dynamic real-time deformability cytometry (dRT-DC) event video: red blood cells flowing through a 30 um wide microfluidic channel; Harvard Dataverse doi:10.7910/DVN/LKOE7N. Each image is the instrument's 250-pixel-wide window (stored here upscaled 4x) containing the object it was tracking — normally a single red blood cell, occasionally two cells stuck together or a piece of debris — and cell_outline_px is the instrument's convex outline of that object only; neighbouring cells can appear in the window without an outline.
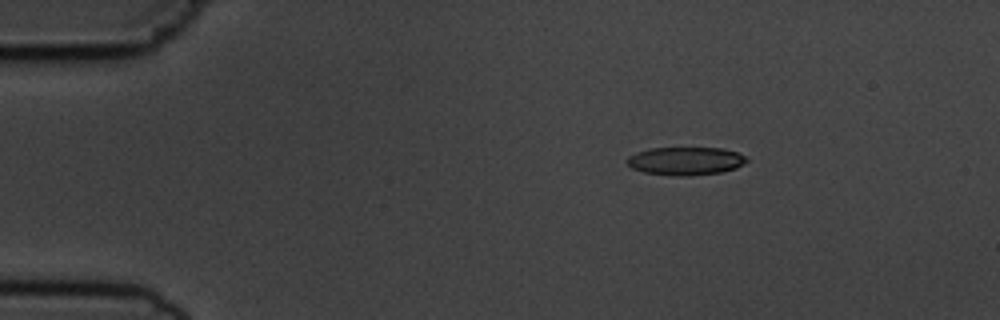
{"species": "common noctule bat (a hibernating species)", "species_latin": "Nyctalus noctula", "temperature_condition": "cold", "stored_images_in_passage": 4, "camera_frame_rate_fps": 3000, "um_per_image_px": 0.085, "animal": {"sex": "male", "body_mass_g": 19.5, "forearm_length_mm": 54.6}, "frame": {"image": 1, "passage_image": 2, "time_ms": 2.0, "image_size_px": [1000, 320], "cell_outline_px": [[748, 160], [744, 164], [736, 168], [720, 172], [688, 176], [676, 176], [644, 172], [632, 168], [628, 164], [628, 156], [636, 152], [648, 148], [724, 148], [736, 152], [744, 156]], "centroid_in_image_um": [58.27, 13.68], "position_along_channel_um": 26.7, "area_um2": 19.54}}